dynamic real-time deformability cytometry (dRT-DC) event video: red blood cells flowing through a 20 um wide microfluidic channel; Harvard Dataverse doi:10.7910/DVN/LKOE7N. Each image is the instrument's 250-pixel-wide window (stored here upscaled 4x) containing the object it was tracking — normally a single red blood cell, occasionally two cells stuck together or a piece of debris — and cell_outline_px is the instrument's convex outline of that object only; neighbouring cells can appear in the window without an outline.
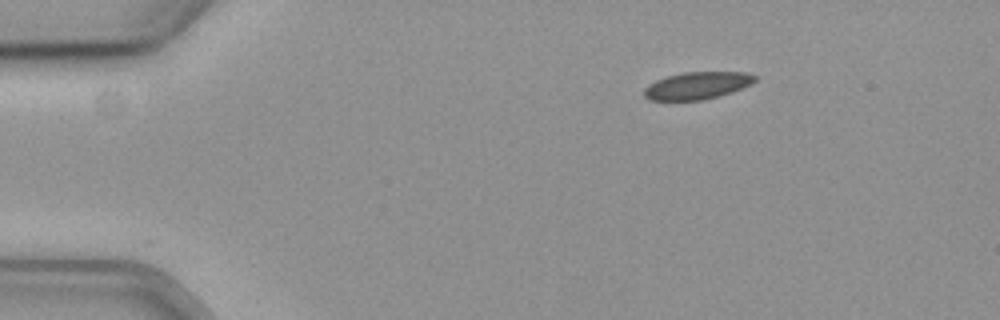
{"species": "common noctule bat (a hibernating species)", "species_latin": "Nyctalus noctula", "temperature_condition": "cold", "stored_images_in_passage": 49, "camera_frame_rate_fps": 3000, "um_per_image_px": 0.085, "animal": {"sex": "female", "body_mass_g": 19.3, "forearm_length_mm": 54.1}, "frame": {"image": 1, "passage_image": 1, "time_ms": 0.0, "image_size_px": [1000, 320], "cell_outline_px": [[756, 80], [752, 84], [732, 92], [700, 100], [648, 100], [644, 96], [644, 88], [648, 84], [656, 80], [668, 76], [684, 72], [748, 72], [756, 76]], "centroid_in_image_um": [59.26, 7.27], "position_along_channel_um": 25.7, "area_um2": 17.57}}
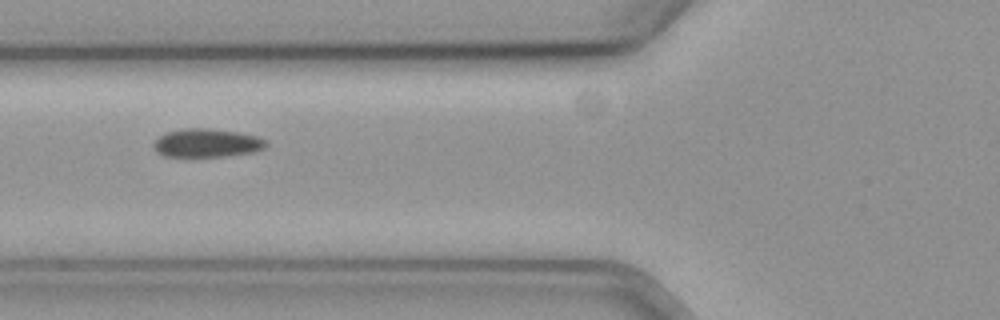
{"frame": {"image": 2, "passage_image": 14, "time_ms": 4.333, "image_size_px": [1000, 320], "cell_outline_px": [[268, 144], [264, 148], [252, 152], [224, 156], [164, 156], [156, 152], [152, 144], [160, 136], [168, 132], [184, 128], [208, 128], [236, 132], [256, 136], [264, 140]], "centroid_in_image_um": [17.55, 12.15], "position_along_channel_um": 108.2, "area_um2": 18.38}}
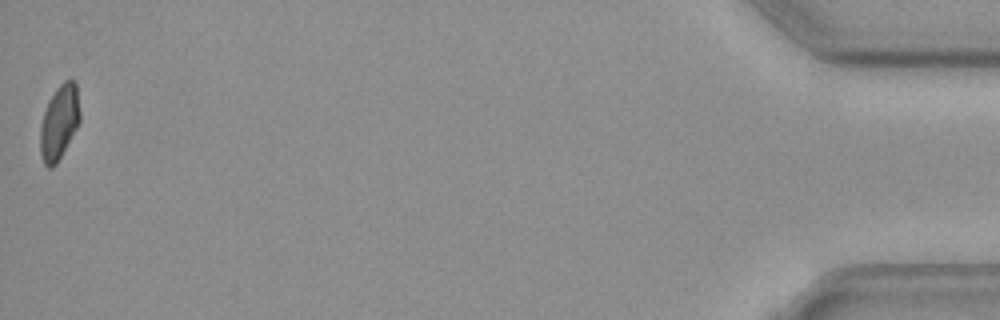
{"frame": {"image": 3, "passage_image": 49, "time_ms": 16.0, "image_size_px": [1000, 320], "cell_outline_px": [[80, 120], [76, 128], [56, 164], [52, 168], [48, 168], [44, 164], [40, 152], [40, 128], [44, 112], [48, 100], [56, 88], [64, 80], [76, 80], [80, 112]], "centroid_in_image_um": [5.03, 10.36], "position_along_channel_um": 430.2, "area_um2": 17.17}, "authors_computed_cell_mechanics": {"area_um2": 18.7272, "velocity_mm_per_s": 3.6166, "shape_relaxation_time_tau1_ms": 5.8043, "shape_relaxation_time_tau2_ms": null, "deformation_change_tau1": 0.0851, "deformation_change_tau2": null}}